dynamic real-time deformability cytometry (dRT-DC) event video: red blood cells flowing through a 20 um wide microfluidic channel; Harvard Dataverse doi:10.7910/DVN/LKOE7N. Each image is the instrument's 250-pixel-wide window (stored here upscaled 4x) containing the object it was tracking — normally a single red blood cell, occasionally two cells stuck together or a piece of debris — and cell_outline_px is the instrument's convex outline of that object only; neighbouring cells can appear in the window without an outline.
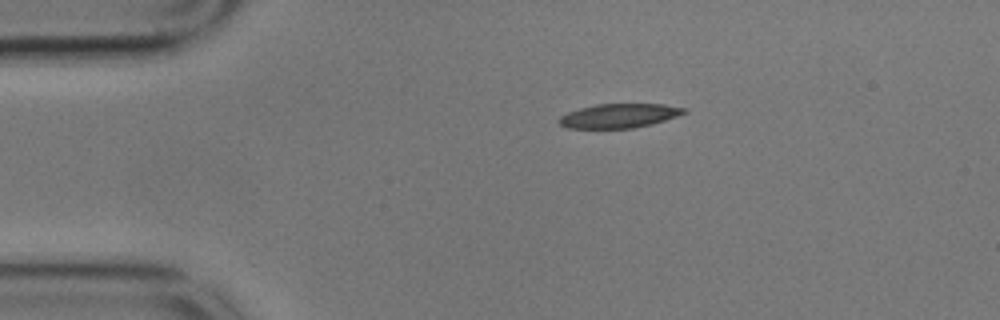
{"species": "common noctule bat (a hibernating species)", "species_latin": "Nyctalus noctula", "temperature_condition": "cold", "stored_images_in_passage": 46, "camera_frame_rate_fps": 3000, "um_per_image_px": 0.085, "animal": {"sex": "male", "body_mass_g": 17.9}, "frame": {"image": 1, "passage_image": 1, "time_ms": 0.0, "image_size_px": [1000, 320], "cell_outline_px": [[688, 112], [652, 124], [632, 128], [568, 128], [560, 124], [556, 120], [560, 116], [568, 112], [580, 108], [596, 104], [664, 104], [688, 108]], "centroid_in_image_um": [52.63, 9.83], "position_along_channel_um": 32.4, "area_um2": 17.63}}
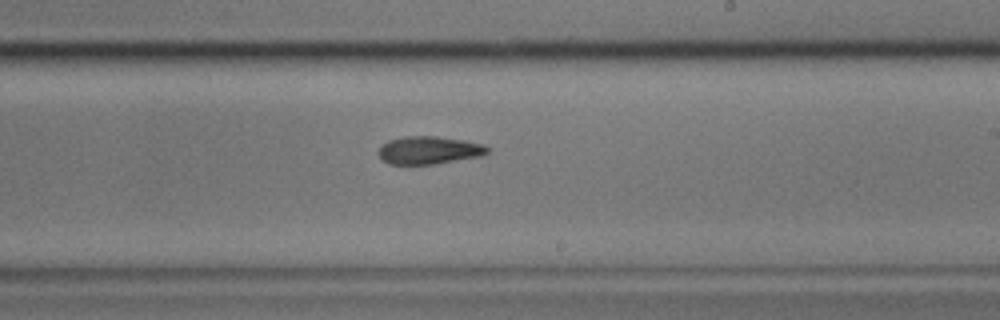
{"frame": {"image": 2, "passage_image": 23, "time_ms": 7.333, "image_size_px": [1000, 320], "cell_outline_px": [[492, 148], [484, 156], [436, 164], [388, 164], [376, 152], [388, 140], [404, 136], [436, 136], [464, 140], [484, 144]], "centroid_in_image_um": [36.53, 12.77], "position_along_channel_um": 252.5, "area_um2": 17.92}}
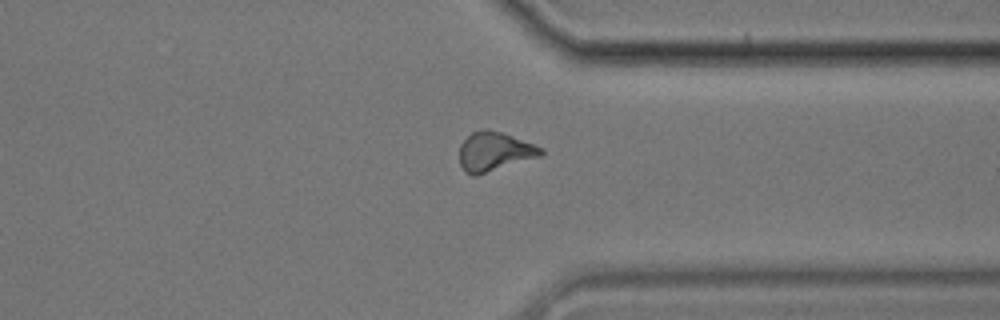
{"frame": {"image": 3, "passage_image": 33, "time_ms": 10.667, "image_size_px": [1000, 320], "cell_outline_px": [[544, 152], [540, 156], [476, 176], [472, 176], [464, 172], [460, 164], [460, 144], [472, 132], [484, 128], [488, 128], [512, 136], [544, 148]], "centroid_in_image_um": [42.0, 12.89], "position_along_channel_um": 369.4, "area_um2": 18.55}, "authors_computed_cell_mechanics": {"area_um2": 18.0914, "velocity_mm_per_s": 3.5534, "shape_relaxation_time_tau1_ms": 4.2384, "shape_relaxation_time_tau2_ms": null, "deformation_change_tau1": 0.1401, "deformation_change_tau2": null}}